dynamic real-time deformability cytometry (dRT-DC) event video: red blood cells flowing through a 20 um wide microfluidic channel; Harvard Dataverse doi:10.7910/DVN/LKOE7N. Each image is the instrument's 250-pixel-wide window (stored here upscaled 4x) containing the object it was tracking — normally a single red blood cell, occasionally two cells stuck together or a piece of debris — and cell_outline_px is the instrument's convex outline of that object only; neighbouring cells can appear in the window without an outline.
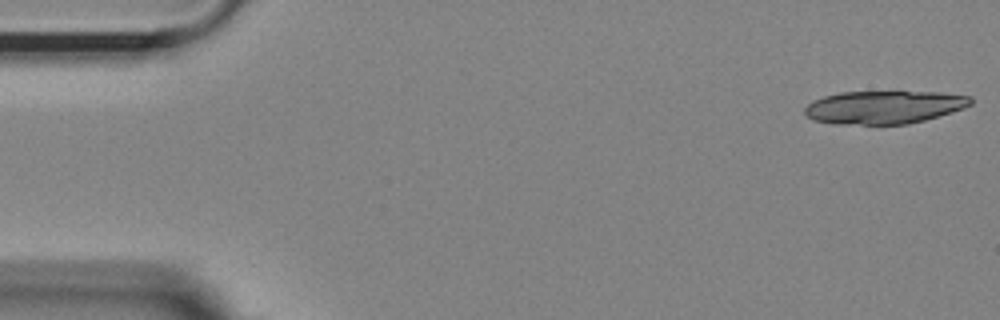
{"species": "Egyptian fruit bat (a non-hibernating species)", "species_latin": "Rousettus aegyptiacus", "temperature_condition": "room temperature", "stored_images_in_passage": 16, "camera_frame_rate_fps": 3000, "um_per_image_px": 0.085, "animal": {"sex": "female"}, "frame": {"image": 1, "passage_image": 1, "time_ms": 0.0, "image_size_px": [1000, 320], "cell_outline_px": [[972, 104], [964, 108], [952, 112], [924, 120], [908, 124], [836, 124], [812, 120], [804, 112], [804, 108], [808, 104], [824, 96], [840, 92], [940, 92], [972, 96]], "centroid_in_image_um": [75.16, 9.11], "position_along_channel_um": 9.8, "area_um2": 31.91}}